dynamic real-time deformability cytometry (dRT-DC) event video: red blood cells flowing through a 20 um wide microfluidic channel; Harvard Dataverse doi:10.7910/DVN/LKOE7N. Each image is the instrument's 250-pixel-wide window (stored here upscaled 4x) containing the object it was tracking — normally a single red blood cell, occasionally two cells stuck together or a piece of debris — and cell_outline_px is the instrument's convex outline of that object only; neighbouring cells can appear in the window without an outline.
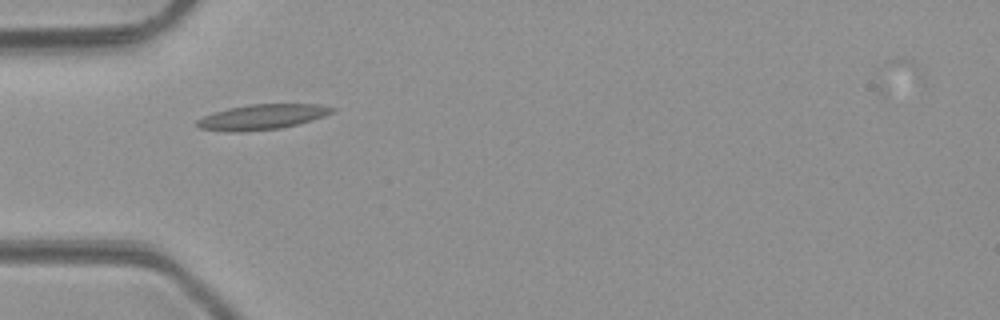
{"species": "common noctule bat (a hibernating species)", "species_latin": "Nyctalus noctula", "temperature_condition": "room temperature", "stored_images_in_passage": 4, "camera_frame_rate_fps": 3000, "um_per_image_px": 0.085, "animal": {"sex": "male", "body_mass_g": 23.1, "forearm_length_mm": 52.7}, "frame": {"image": 1, "passage_image": 2, "time_ms": 1.333, "image_size_px": [1000, 320], "cell_outline_px": [[336, 112], [312, 120], [280, 128], [240, 132], [228, 132], [200, 128], [196, 124], [196, 120], [204, 116], [228, 108], [248, 104], [320, 104], [336, 108]], "centroid_in_image_um": [22.31, 9.93], "position_along_channel_um": 62.7, "area_um2": 19.83}}
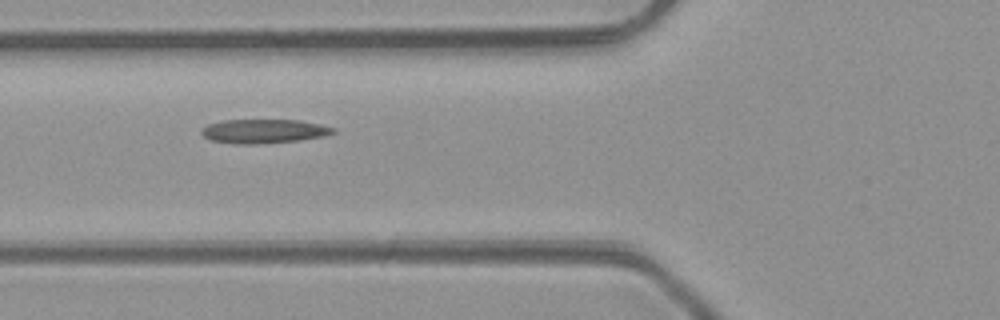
{"frame": {"image": 2, "passage_image": 3, "time_ms": 2.333, "image_size_px": [1000, 320], "cell_outline_px": [[336, 132], [324, 136], [300, 140], [252, 144], [236, 144], [212, 140], [204, 136], [200, 132], [208, 124], [220, 120], [300, 120], [320, 124], [336, 128]], "centroid_in_image_um": [22.45, 11.14], "position_along_channel_um": 103.4, "area_um2": 18.38}}
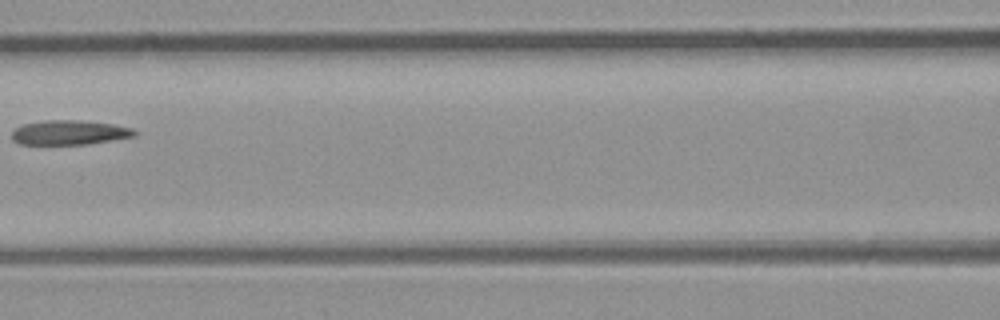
{"frame": {"image": 3, "passage_image": 4, "time_ms": 3.667, "image_size_px": [1000, 320], "cell_outline_px": [[136, 136], [88, 144], [20, 144], [12, 140], [12, 128], [24, 124], [44, 120], [84, 120], [112, 124], [132, 128], [136, 132]], "centroid_in_image_um": [5.87, 11.26], "position_along_channel_um": 160.7, "area_um2": 17.63}}